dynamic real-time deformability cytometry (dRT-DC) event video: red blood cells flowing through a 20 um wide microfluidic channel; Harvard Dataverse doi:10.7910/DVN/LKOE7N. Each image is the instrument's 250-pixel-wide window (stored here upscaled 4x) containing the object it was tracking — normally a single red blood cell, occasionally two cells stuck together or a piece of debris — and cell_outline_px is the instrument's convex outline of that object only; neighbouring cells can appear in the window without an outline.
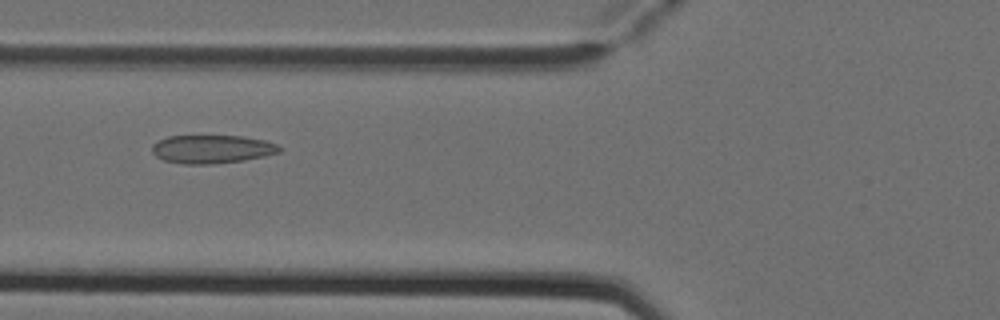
{"species": "Egyptian fruit bat (a non-hibernating species)", "species_latin": "Rousettus aegyptiacus", "temperature_condition": "cold", "stored_images_in_passage": 9, "camera_frame_rate_fps": 3000, "um_per_image_px": 0.085, "animal": {"sex": "female"}, "frame": {"image": 1, "passage_image": 7, "time_ms": 2.0, "image_size_px": [1000, 320], "cell_outline_px": [[284, 148], [280, 152], [264, 156], [244, 160], [212, 164], [184, 164], [164, 160], [156, 156], [152, 152], [152, 144], [168, 136], [244, 136], [264, 140], [276, 144]], "centroid_in_image_um": [18.04, 12.67], "position_along_channel_um": 107.8, "area_um2": 21.04}}
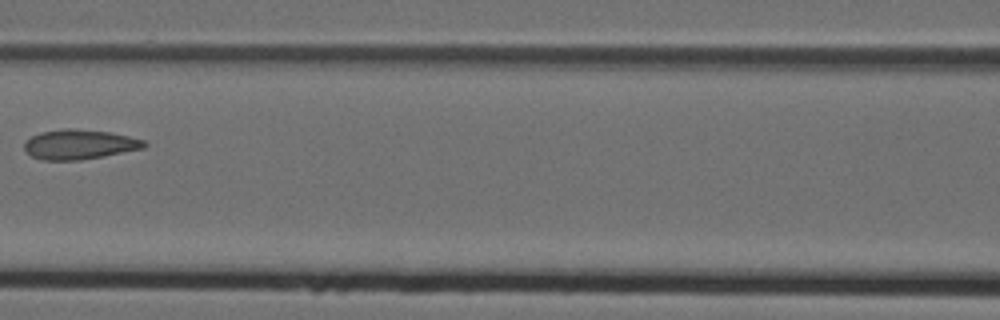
{"frame": {"image": 2, "passage_image": 8, "time_ms": 2.333, "image_size_px": [1000, 320], "cell_outline_px": [[148, 144], [144, 148], [104, 156], [80, 160], [40, 160], [32, 156], [24, 148], [24, 144], [32, 136], [40, 132], [64, 128], [68, 128], [112, 132], [144, 140]], "centroid_in_image_um": [6.76, 12.27], "position_along_channel_um": 159.8, "area_um2": 20.75}}
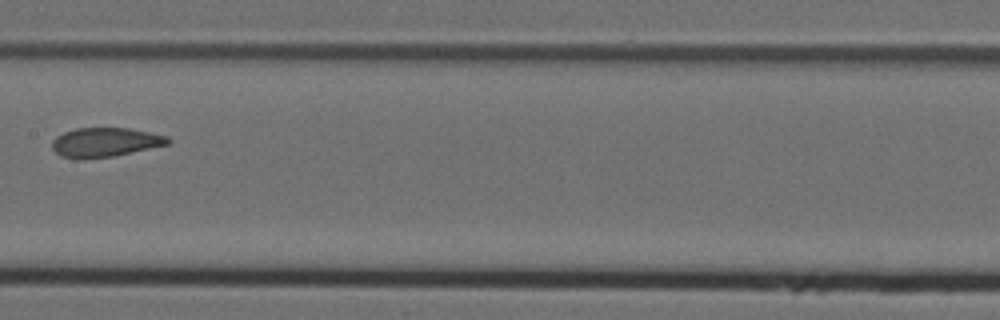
{"frame": {"image": 3, "passage_image": 9, "time_ms": 2.667, "image_size_px": [1000, 320], "cell_outline_px": [[172, 140], [168, 144], [112, 156], [80, 160], [76, 160], [60, 156], [52, 148], [52, 140], [56, 136], [64, 132], [76, 128], [128, 128], [168, 136]], "centroid_in_image_um": [8.88, 12.1], "position_along_channel_um": 198.5, "area_um2": 19.77}}